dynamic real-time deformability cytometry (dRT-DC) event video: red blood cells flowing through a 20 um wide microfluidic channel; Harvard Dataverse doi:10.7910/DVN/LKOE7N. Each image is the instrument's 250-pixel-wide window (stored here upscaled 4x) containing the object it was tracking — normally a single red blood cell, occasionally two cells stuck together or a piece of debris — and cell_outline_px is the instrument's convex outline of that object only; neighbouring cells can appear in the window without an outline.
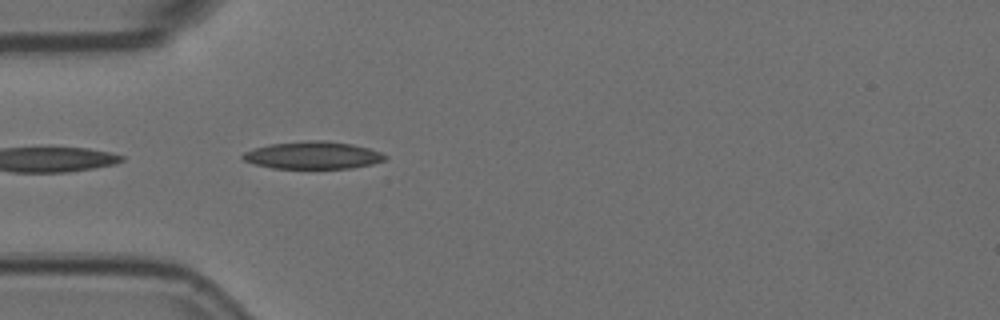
{"species": "Egyptian fruit bat (a non-hibernating species)", "species_latin": "Rousettus aegyptiacus", "temperature_condition": "room temperature", "stored_images_in_passage": 3, "camera_frame_rate_fps": 3000, "um_per_image_px": 0.085, "animal": {"sex": "female"}, "frame": {"image": 1, "passage_image": 3, "time_ms": 0.667, "image_size_px": [1000, 320], "cell_outline_px": [[388, 156], [384, 160], [372, 164], [352, 168], [272, 168], [256, 164], [244, 160], [240, 156], [244, 152], [268, 144], [308, 140], [328, 140], [352, 144], [368, 148], [380, 152]], "centroid_in_image_um": [26.6, 13.19], "position_along_channel_um": 58.4, "area_um2": 22.72}}